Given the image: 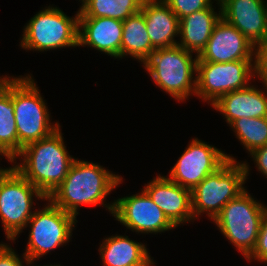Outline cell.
<instances>
[{"label":"cell","mask_w":267,"mask_h":266,"mask_svg":"<svg viewBox=\"0 0 267 266\" xmlns=\"http://www.w3.org/2000/svg\"><path fill=\"white\" fill-rule=\"evenodd\" d=\"M123 182V176L106 169L100 163L77 157L63 182L48 199L55 206L76 218L80 215L79 211L84 205L89 207L101 206L111 216L114 211L115 200L109 202L107 200L108 195Z\"/></svg>","instance_id":"cell-1"},{"label":"cell","mask_w":267,"mask_h":266,"mask_svg":"<svg viewBox=\"0 0 267 266\" xmlns=\"http://www.w3.org/2000/svg\"><path fill=\"white\" fill-rule=\"evenodd\" d=\"M63 135L59 127L50 136L25 145L10 162L46 198L63 182L76 159L67 150Z\"/></svg>","instance_id":"cell-2"},{"label":"cell","mask_w":267,"mask_h":266,"mask_svg":"<svg viewBox=\"0 0 267 266\" xmlns=\"http://www.w3.org/2000/svg\"><path fill=\"white\" fill-rule=\"evenodd\" d=\"M197 59L196 54L176 45L155 49L141 67L156 87L171 99L186 103L196 94Z\"/></svg>","instance_id":"cell-3"},{"label":"cell","mask_w":267,"mask_h":266,"mask_svg":"<svg viewBox=\"0 0 267 266\" xmlns=\"http://www.w3.org/2000/svg\"><path fill=\"white\" fill-rule=\"evenodd\" d=\"M30 73L12 75V101L17 126L19 153L25 145L50 136L60 125L52 115L41 91Z\"/></svg>","instance_id":"cell-4"},{"label":"cell","mask_w":267,"mask_h":266,"mask_svg":"<svg viewBox=\"0 0 267 266\" xmlns=\"http://www.w3.org/2000/svg\"><path fill=\"white\" fill-rule=\"evenodd\" d=\"M250 163L227 160L214 173L205 177L191 190L192 212L194 220H200L203 214L213 221L222 208L243 192L251 174Z\"/></svg>","instance_id":"cell-5"},{"label":"cell","mask_w":267,"mask_h":266,"mask_svg":"<svg viewBox=\"0 0 267 266\" xmlns=\"http://www.w3.org/2000/svg\"><path fill=\"white\" fill-rule=\"evenodd\" d=\"M42 9L23 26L19 46L33 52H47L78 47L79 9L73 16H68L56 5Z\"/></svg>","instance_id":"cell-6"},{"label":"cell","mask_w":267,"mask_h":266,"mask_svg":"<svg viewBox=\"0 0 267 266\" xmlns=\"http://www.w3.org/2000/svg\"><path fill=\"white\" fill-rule=\"evenodd\" d=\"M248 188L230 200L212 221L217 230L246 259L254 250L267 205Z\"/></svg>","instance_id":"cell-7"},{"label":"cell","mask_w":267,"mask_h":266,"mask_svg":"<svg viewBox=\"0 0 267 266\" xmlns=\"http://www.w3.org/2000/svg\"><path fill=\"white\" fill-rule=\"evenodd\" d=\"M45 199L13 165L0 172V222L7 241L16 243L37 209L36 200L41 204Z\"/></svg>","instance_id":"cell-8"},{"label":"cell","mask_w":267,"mask_h":266,"mask_svg":"<svg viewBox=\"0 0 267 266\" xmlns=\"http://www.w3.org/2000/svg\"><path fill=\"white\" fill-rule=\"evenodd\" d=\"M267 69V60L196 63L195 97L208 106L228 92L248 87Z\"/></svg>","instance_id":"cell-9"},{"label":"cell","mask_w":267,"mask_h":266,"mask_svg":"<svg viewBox=\"0 0 267 266\" xmlns=\"http://www.w3.org/2000/svg\"><path fill=\"white\" fill-rule=\"evenodd\" d=\"M43 204L35 209L25 227L29 235L23 254L30 262L46 257L67 243L69 245L78 223L75 216L55 206L48 198Z\"/></svg>","instance_id":"cell-10"},{"label":"cell","mask_w":267,"mask_h":266,"mask_svg":"<svg viewBox=\"0 0 267 266\" xmlns=\"http://www.w3.org/2000/svg\"><path fill=\"white\" fill-rule=\"evenodd\" d=\"M183 153L169 170L167 177L182 186L193 190L205 177L214 173L227 160L238 161L225 150L191 137Z\"/></svg>","instance_id":"cell-11"},{"label":"cell","mask_w":267,"mask_h":266,"mask_svg":"<svg viewBox=\"0 0 267 266\" xmlns=\"http://www.w3.org/2000/svg\"><path fill=\"white\" fill-rule=\"evenodd\" d=\"M123 196L114 199L112 217L121 226L126 227V232L129 229L142 236L143 234L158 235V233L172 232L177 228L142 188L136 194Z\"/></svg>","instance_id":"cell-12"},{"label":"cell","mask_w":267,"mask_h":266,"mask_svg":"<svg viewBox=\"0 0 267 266\" xmlns=\"http://www.w3.org/2000/svg\"><path fill=\"white\" fill-rule=\"evenodd\" d=\"M197 58V62L215 63L237 60H267L242 33L222 17Z\"/></svg>","instance_id":"cell-13"},{"label":"cell","mask_w":267,"mask_h":266,"mask_svg":"<svg viewBox=\"0 0 267 266\" xmlns=\"http://www.w3.org/2000/svg\"><path fill=\"white\" fill-rule=\"evenodd\" d=\"M222 18L267 58V0H219Z\"/></svg>","instance_id":"cell-14"},{"label":"cell","mask_w":267,"mask_h":266,"mask_svg":"<svg viewBox=\"0 0 267 266\" xmlns=\"http://www.w3.org/2000/svg\"><path fill=\"white\" fill-rule=\"evenodd\" d=\"M257 82L261 83V88L251 83L246 88L222 95L210 106L213 111L220 112L227 126L243 117H267V69L257 78Z\"/></svg>","instance_id":"cell-15"},{"label":"cell","mask_w":267,"mask_h":266,"mask_svg":"<svg viewBox=\"0 0 267 266\" xmlns=\"http://www.w3.org/2000/svg\"><path fill=\"white\" fill-rule=\"evenodd\" d=\"M157 174L142 189L177 228L194 222L191 190Z\"/></svg>","instance_id":"cell-16"},{"label":"cell","mask_w":267,"mask_h":266,"mask_svg":"<svg viewBox=\"0 0 267 266\" xmlns=\"http://www.w3.org/2000/svg\"><path fill=\"white\" fill-rule=\"evenodd\" d=\"M123 21L114 18H79L78 48L89 47L121 60Z\"/></svg>","instance_id":"cell-17"},{"label":"cell","mask_w":267,"mask_h":266,"mask_svg":"<svg viewBox=\"0 0 267 266\" xmlns=\"http://www.w3.org/2000/svg\"><path fill=\"white\" fill-rule=\"evenodd\" d=\"M105 235L97 251L102 266H156L147 243L131 239L129 235ZM155 261V262H154Z\"/></svg>","instance_id":"cell-18"},{"label":"cell","mask_w":267,"mask_h":266,"mask_svg":"<svg viewBox=\"0 0 267 266\" xmlns=\"http://www.w3.org/2000/svg\"><path fill=\"white\" fill-rule=\"evenodd\" d=\"M221 17V4L219 0H216L215 5L213 3L207 9L181 18L177 45L198 56L208 43L212 31Z\"/></svg>","instance_id":"cell-19"},{"label":"cell","mask_w":267,"mask_h":266,"mask_svg":"<svg viewBox=\"0 0 267 266\" xmlns=\"http://www.w3.org/2000/svg\"><path fill=\"white\" fill-rule=\"evenodd\" d=\"M141 12L151 45L155 49L178 44L179 18L163 0H144Z\"/></svg>","instance_id":"cell-20"},{"label":"cell","mask_w":267,"mask_h":266,"mask_svg":"<svg viewBox=\"0 0 267 266\" xmlns=\"http://www.w3.org/2000/svg\"><path fill=\"white\" fill-rule=\"evenodd\" d=\"M0 153L6 162L19 154V141L12 101V76H0Z\"/></svg>","instance_id":"cell-21"},{"label":"cell","mask_w":267,"mask_h":266,"mask_svg":"<svg viewBox=\"0 0 267 266\" xmlns=\"http://www.w3.org/2000/svg\"><path fill=\"white\" fill-rule=\"evenodd\" d=\"M154 50L143 13L139 11L125 19L122 31L121 60L130 57L141 65Z\"/></svg>","instance_id":"cell-22"},{"label":"cell","mask_w":267,"mask_h":266,"mask_svg":"<svg viewBox=\"0 0 267 266\" xmlns=\"http://www.w3.org/2000/svg\"><path fill=\"white\" fill-rule=\"evenodd\" d=\"M144 0H88L79 9V18H114L124 21L141 11Z\"/></svg>","instance_id":"cell-23"},{"label":"cell","mask_w":267,"mask_h":266,"mask_svg":"<svg viewBox=\"0 0 267 266\" xmlns=\"http://www.w3.org/2000/svg\"><path fill=\"white\" fill-rule=\"evenodd\" d=\"M229 127L248 155L267 144V117H243L234 120Z\"/></svg>","instance_id":"cell-24"},{"label":"cell","mask_w":267,"mask_h":266,"mask_svg":"<svg viewBox=\"0 0 267 266\" xmlns=\"http://www.w3.org/2000/svg\"><path fill=\"white\" fill-rule=\"evenodd\" d=\"M179 20L196 11L209 8L216 0H163Z\"/></svg>","instance_id":"cell-25"},{"label":"cell","mask_w":267,"mask_h":266,"mask_svg":"<svg viewBox=\"0 0 267 266\" xmlns=\"http://www.w3.org/2000/svg\"><path fill=\"white\" fill-rule=\"evenodd\" d=\"M248 263L260 262L267 264V212L265 213L257 239L256 246L252 253L245 259Z\"/></svg>","instance_id":"cell-26"},{"label":"cell","mask_w":267,"mask_h":266,"mask_svg":"<svg viewBox=\"0 0 267 266\" xmlns=\"http://www.w3.org/2000/svg\"><path fill=\"white\" fill-rule=\"evenodd\" d=\"M8 242H0V266H30L28 258L23 253L19 255Z\"/></svg>","instance_id":"cell-27"},{"label":"cell","mask_w":267,"mask_h":266,"mask_svg":"<svg viewBox=\"0 0 267 266\" xmlns=\"http://www.w3.org/2000/svg\"><path fill=\"white\" fill-rule=\"evenodd\" d=\"M251 161L255 164V168L258 173L261 174V177L264 176L267 178V144L262 146L249 154Z\"/></svg>","instance_id":"cell-28"},{"label":"cell","mask_w":267,"mask_h":266,"mask_svg":"<svg viewBox=\"0 0 267 266\" xmlns=\"http://www.w3.org/2000/svg\"><path fill=\"white\" fill-rule=\"evenodd\" d=\"M36 262H38V261H31L30 262V266H41L40 264L37 265ZM42 266H64V265H61L59 263H56V264L55 263L54 264L53 263L52 264L51 263H49V264L47 263V264L42 265Z\"/></svg>","instance_id":"cell-29"},{"label":"cell","mask_w":267,"mask_h":266,"mask_svg":"<svg viewBox=\"0 0 267 266\" xmlns=\"http://www.w3.org/2000/svg\"><path fill=\"white\" fill-rule=\"evenodd\" d=\"M88 0H79L80 4H79V9L87 2Z\"/></svg>","instance_id":"cell-30"},{"label":"cell","mask_w":267,"mask_h":266,"mask_svg":"<svg viewBox=\"0 0 267 266\" xmlns=\"http://www.w3.org/2000/svg\"><path fill=\"white\" fill-rule=\"evenodd\" d=\"M4 158V156L0 153V160L1 159H3ZM1 162V161H0ZM1 164V163H0ZM6 167H2V166H0V172H2L4 169H5Z\"/></svg>","instance_id":"cell-31"}]
</instances>
